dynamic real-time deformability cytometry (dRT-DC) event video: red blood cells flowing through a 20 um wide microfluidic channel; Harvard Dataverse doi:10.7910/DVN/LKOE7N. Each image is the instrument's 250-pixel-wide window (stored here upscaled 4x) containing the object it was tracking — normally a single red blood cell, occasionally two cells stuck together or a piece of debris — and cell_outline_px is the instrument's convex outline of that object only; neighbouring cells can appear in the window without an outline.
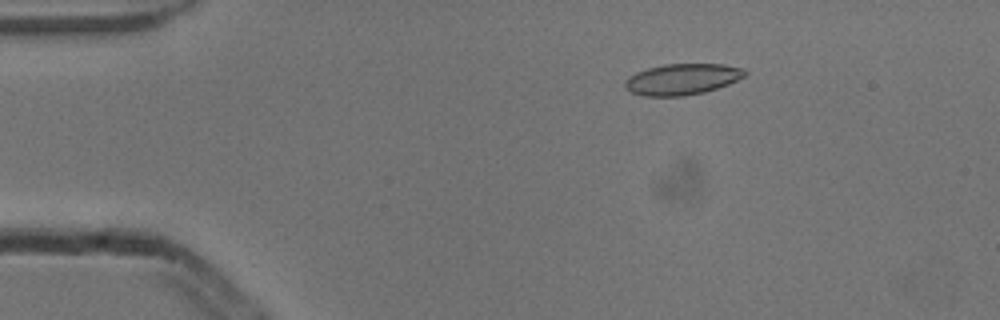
{"species": "common noctule bat (a hibernating species)", "species_latin": "Nyctalus noctula", "temperature_condition": "cold", "stored_images_in_passage": 53, "camera_frame_rate_fps": 3000, "um_per_image_px": 0.085, "animal": {"sex": "male", "body_mass_g": 13.3}, "frame": {"image": 1, "passage_image": 9, "time_ms": 2.667, "image_size_px": [1000, 320], "cell_outline_px": [[748, 72], [744, 76], [728, 84], [704, 92], [684, 96], [644, 96], [632, 92], [624, 88], [624, 80], [628, 76], [636, 72], [648, 68], [664, 64], [724, 64], [744, 68]], "centroid_in_image_um": [57.96, 6.73], "position_along_channel_um": 27.0, "area_um2": 21.79}}
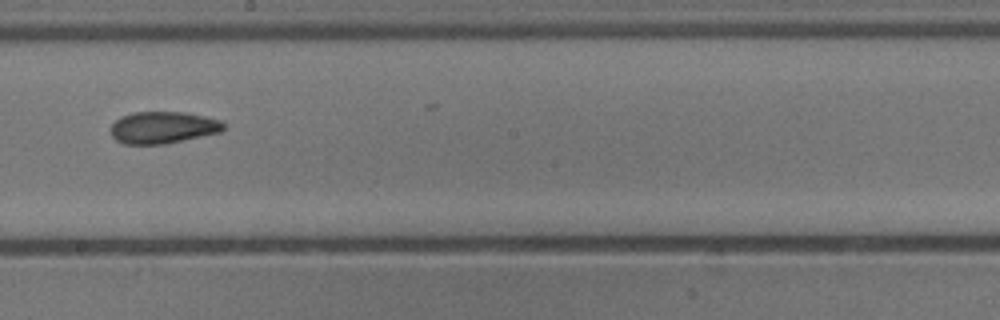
{"frame": {"image": 2, "passage_image": 30, "time_ms": 9.667, "image_size_px": [1000, 320], "cell_outline_px": [[224, 128], [220, 132], [164, 144], [124, 144], [116, 140], [112, 136], [112, 124], [120, 116], [132, 112], [184, 112], [204, 116], [220, 120], [224, 124]], "centroid_in_image_um": [13.83, 10.83], "position_along_channel_um": 234.4, "area_um2": 20.87}}
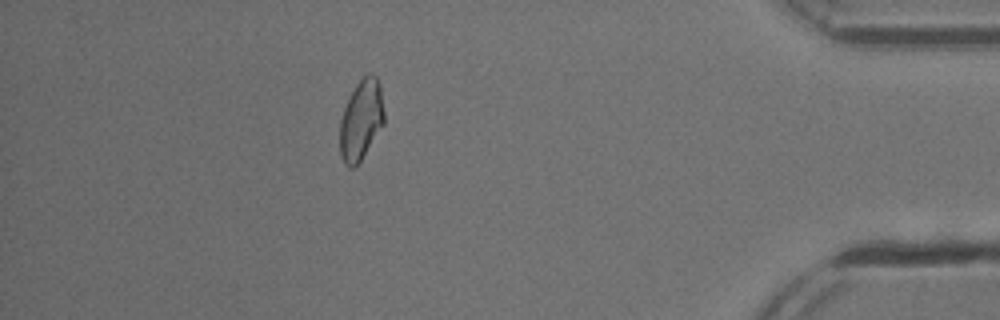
{"frame": {"image": 3, "passage_image": 47, "time_ms": 15.333, "image_size_px": [1000, 320], "cell_outline_px": [[384, 124], [360, 160], [352, 168], [348, 168], [344, 164], [340, 156], [340, 120], [344, 108], [356, 84], [368, 72], [372, 72], [376, 76], [380, 84], [384, 112]], "centroid_in_image_um": [30.7, 10.18], "position_along_channel_um": 404.5, "area_um2": 20.63}, "authors_computed_cell_mechanics": {"area_um2": 21.3282, "velocity_mm_per_s": 3.861, "shape_relaxation_time_tau1_ms": 8.0397, "shape_relaxation_time_tau2_ms": 2.4241, "deformation_change_tau1": 0.1571, "deformation_change_tau2": 0.0741}}